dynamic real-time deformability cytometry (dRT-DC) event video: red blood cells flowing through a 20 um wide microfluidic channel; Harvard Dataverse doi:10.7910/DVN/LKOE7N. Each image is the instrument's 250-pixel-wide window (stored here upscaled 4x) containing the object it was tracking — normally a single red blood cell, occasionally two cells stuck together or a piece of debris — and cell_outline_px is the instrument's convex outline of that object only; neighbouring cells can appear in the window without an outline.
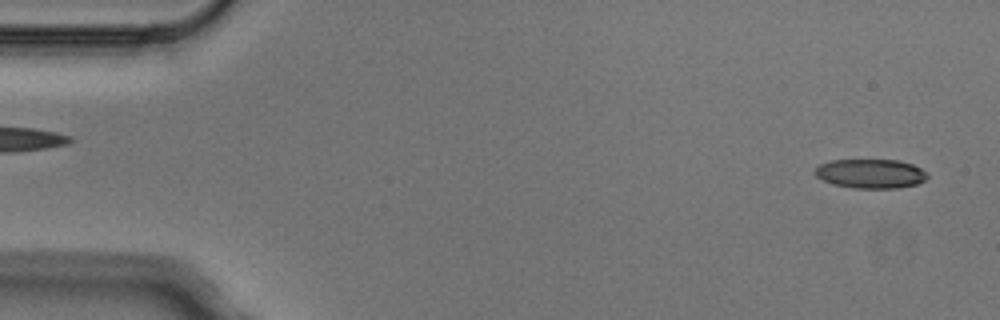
{"species": "Egyptian fruit bat (a non-hibernating species)", "species_latin": "Rousettus aegyptiacus", "temperature_condition": "cold", "stored_images_in_passage": 5, "segment_of_instrument_passage": [2, 2], "camera_frame_rate_fps": 3000, "um_per_image_px": 0.085, "animal": {"sex": "male"}, "frame": {"image": 1, "passage_image": 5, "time_ms": 1.333, "image_size_px": [1000, 320], "cell_outline_px": [[928, 176], [924, 180], [916, 184], [900, 188], [852, 188], [832, 184], [816, 176], [816, 168], [820, 164], [828, 160], [900, 160], [912, 164], [920, 168]], "centroid_in_image_um": [73.99, 14.76], "position_along_channel_um": 11.0, "area_um2": 19.07}}